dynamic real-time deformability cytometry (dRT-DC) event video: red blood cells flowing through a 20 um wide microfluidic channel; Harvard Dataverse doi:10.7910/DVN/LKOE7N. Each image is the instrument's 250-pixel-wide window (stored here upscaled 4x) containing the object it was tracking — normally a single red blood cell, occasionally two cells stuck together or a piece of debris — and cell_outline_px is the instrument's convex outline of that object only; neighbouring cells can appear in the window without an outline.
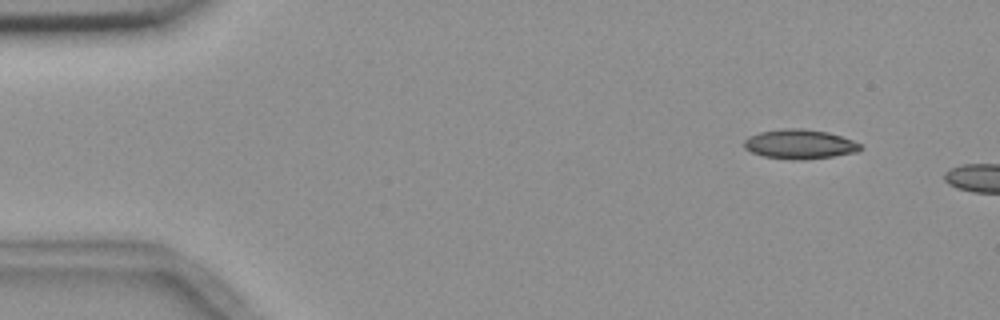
{"species": "common noctule bat (a hibernating species)", "species_latin": "Nyctalus noctula", "temperature_condition": "room temperature", "stored_images_in_passage": 3, "camera_frame_rate_fps": 3000, "um_per_image_px": 0.085, "animal": {"sex": "female", "body_mass_g": 18.4}, "frame": {"image": 1, "passage_image": 2, "time_ms": 1.0, "image_size_px": [1000, 320], "cell_outline_px": [[864, 148], [856, 152], [832, 156], [800, 160], [764, 156], [752, 152], [744, 148], [744, 140], [748, 136], [760, 132], [780, 128], [804, 128], [828, 132], [852, 140], [860, 144]], "centroid_in_image_um": [67.96, 12.24], "position_along_channel_um": 17.0, "area_um2": 19.88}}